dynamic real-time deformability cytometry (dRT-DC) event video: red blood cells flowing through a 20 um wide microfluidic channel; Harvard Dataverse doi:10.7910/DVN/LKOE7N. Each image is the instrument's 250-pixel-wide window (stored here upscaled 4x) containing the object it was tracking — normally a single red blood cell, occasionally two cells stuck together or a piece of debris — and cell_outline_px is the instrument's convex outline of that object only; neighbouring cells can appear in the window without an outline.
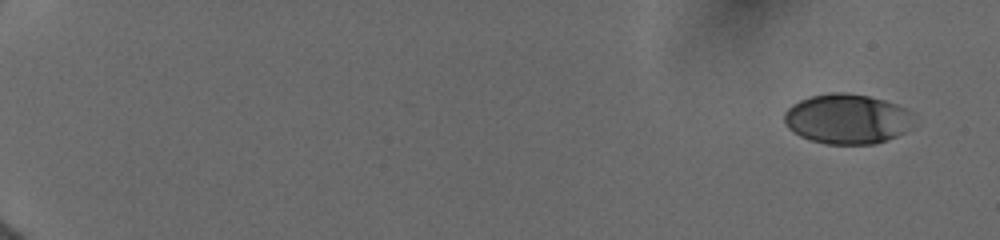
{"species": "human", "species_latin": "Homo sapiens", "temperature_condition": "cold", "stored_images_in_passage": 86, "camera_frame_rate_fps": 3000, "um_per_image_px": 0.085, "donor": {"sex": "female"}, "frame": {"image": 1, "passage_image": 1, "time_ms": 0.0, "image_size_px": [1000, 240], "cell_outline_px": [[912, 112], [904, 132], [896, 136], [876, 144], [828, 144], [812, 140], [800, 136], [788, 128], [784, 120], [784, 112], [792, 104], [808, 96], [828, 92], [848, 92], [868, 96], [884, 100], [896, 104]], "centroid_in_image_um": [71.94, 10.09], "position_along_channel_um": 13.1, "area_um2": 37.45}}
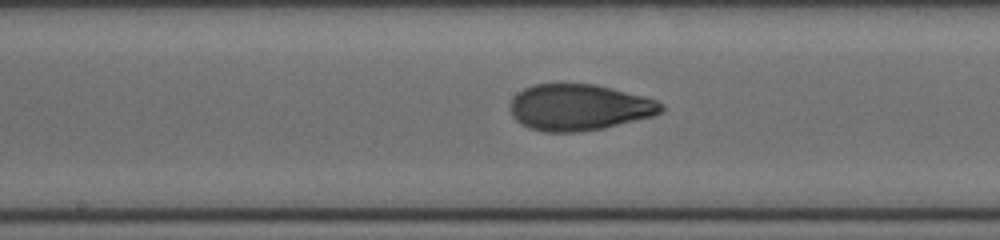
{"frame": {"image": 2, "passage_image": 39, "time_ms": 9.667, "image_size_px": [1000, 240], "cell_outline_px": [[664, 108], [660, 112], [652, 116], [600, 128], [580, 132], [544, 132], [528, 128], [516, 120], [512, 116], [508, 108], [512, 96], [524, 88], [536, 84], [596, 84], [644, 96], [656, 100], [664, 104]], "centroid_in_image_um": [49.17, 9.12], "position_along_channel_um": 199.0, "area_um2": 40.75}}
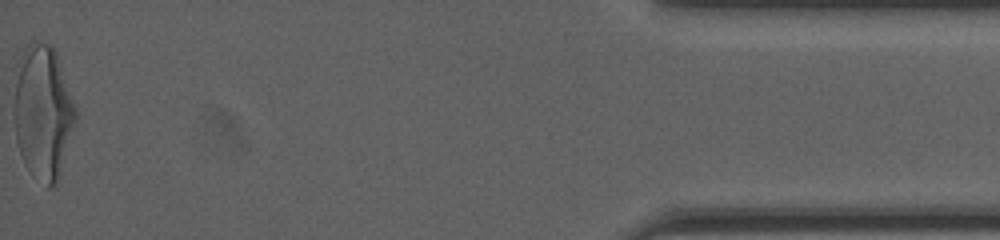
{"frame": {"image": 3, "passage_image": 84, "time_ms": 17.333, "image_size_px": [1000, 240], "cell_outline_px": [[76, 120], [56, 184], [48, 188], [24, 164], [16, 140], [12, 116], [16, 64], [24, 48], [32, 40], [52, 44], [56, 48], [76, 108]], "centroid_in_image_um": [3.62, 9.44], "position_along_channel_um": 431.6, "area_um2": 48.67}, "authors_computed_cell_mechanics": {"area_um2": 40.171, "velocity_mm_per_s": 3.9808, "shape_relaxation_time_tau1_ms": 4.4127, "shape_relaxation_time_tau2_ms": 1.114, "deformation_change_tau1": 0.1837, "deformation_change_tau2": 0.0699}}